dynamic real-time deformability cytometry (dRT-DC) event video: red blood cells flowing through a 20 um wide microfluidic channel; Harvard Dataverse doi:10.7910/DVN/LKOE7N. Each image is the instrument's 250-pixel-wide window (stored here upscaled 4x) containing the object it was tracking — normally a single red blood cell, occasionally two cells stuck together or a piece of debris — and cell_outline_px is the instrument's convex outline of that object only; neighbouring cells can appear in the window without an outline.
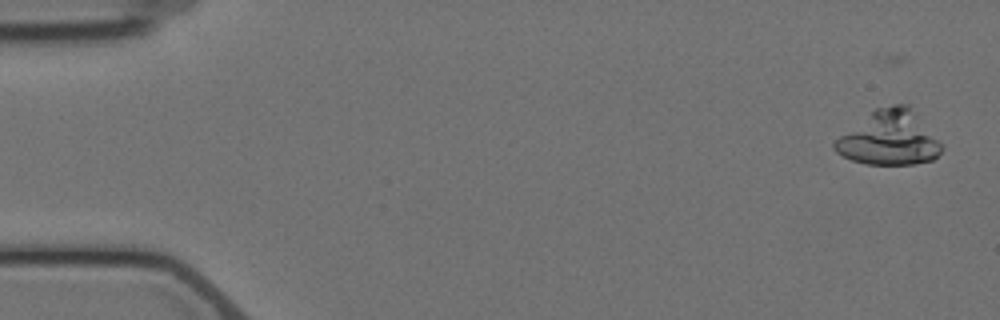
{"species": "Egyptian fruit bat (a non-hibernating species)", "species_latin": "Rousettus aegyptiacus", "temperature_condition": "cold", "stored_images_in_passage": 5, "camera_frame_rate_fps": 3000, "um_per_image_px": 0.085, "animal": {"sex": "female"}, "frame": {"image": 1, "passage_image": 1, "time_ms": 0.0, "image_size_px": [1000, 320], "cell_outline_px": [[944, 148], [932, 160], [912, 164], [868, 164], [852, 160], [836, 152], [832, 148], [832, 144], [840, 136], [876, 108], [892, 104], [908, 104], [944, 144]], "centroid_in_image_um": [75.63, 11.74], "position_along_channel_um": 9.4, "area_um2": 33.64}}